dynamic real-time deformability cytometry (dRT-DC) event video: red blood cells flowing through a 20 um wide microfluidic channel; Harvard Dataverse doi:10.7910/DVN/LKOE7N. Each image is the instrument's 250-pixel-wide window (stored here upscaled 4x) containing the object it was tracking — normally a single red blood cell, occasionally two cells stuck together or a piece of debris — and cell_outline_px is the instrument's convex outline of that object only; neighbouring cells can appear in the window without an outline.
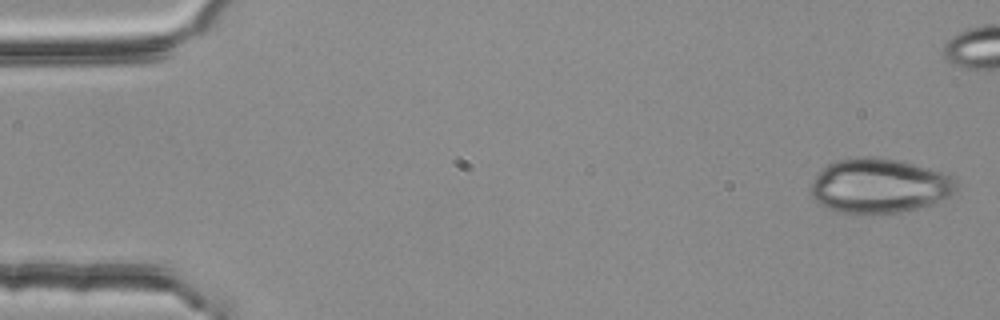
{"species": "common noctule bat (a hibernating species)", "species_latin": "Nyctalus noctula", "temperature_condition": "room temperature", "stored_images_in_passage": 5, "camera_frame_rate_fps": 3000, "um_per_image_px": 0.085, "animal": {"sex": "female", "body_mass_g": 25.1}, "frame": {"image": 1, "passage_image": 1, "time_ms": 0.0, "image_size_px": [1000, 320], "cell_outline_px": [[960, 188], [956, 192], [948, 196], [928, 204], [916, 208], [900, 212], [840, 212], [828, 208], [820, 204], [812, 196], [808, 188], [816, 176], [828, 164], [836, 160], [856, 156], [872, 156], [900, 160], [944, 172], [956, 176]], "centroid_in_image_um": [74.77, 15.75], "position_along_channel_um": 10.2, "area_um2": 46.3}}